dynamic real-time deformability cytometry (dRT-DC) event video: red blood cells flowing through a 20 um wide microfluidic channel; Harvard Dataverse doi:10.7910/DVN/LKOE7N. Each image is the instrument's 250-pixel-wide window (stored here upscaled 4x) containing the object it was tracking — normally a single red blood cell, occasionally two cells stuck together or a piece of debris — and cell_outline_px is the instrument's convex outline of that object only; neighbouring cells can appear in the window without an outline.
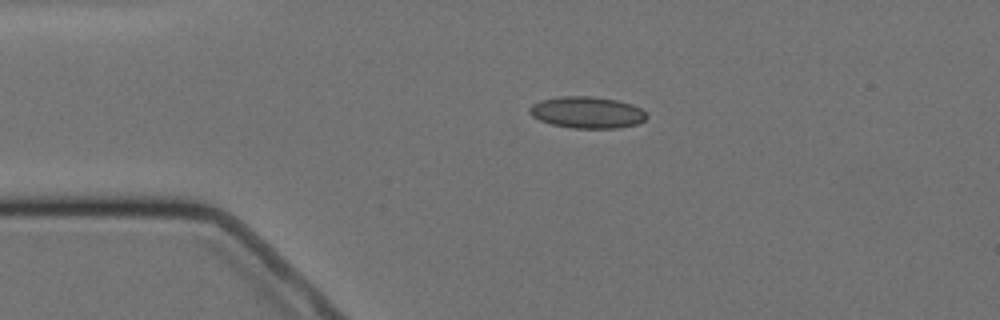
{"species": "Egyptian fruit bat (a non-hibernating species)", "species_latin": "Rousettus aegyptiacus", "temperature_condition": "cold", "stored_images_in_passage": 4, "camera_frame_rate_fps": 3000, "um_per_image_px": 0.085, "animal": {"sex": "female"}, "frame": {"image": 1, "passage_image": 3, "time_ms": 2.333, "image_size_px": [1000, 320], "cell_outline_px": [[648, 116], [644, 120], [636, 124], [620, 128], [572, 128], [552, 124], [540, 120], [532, 116], [528, 112], [528, 108], [532, 104], [540, 100], [560, 96], [592, 96], [616, 100], [632, 104], [640, 108]], "centroid_in_image_um": [49.88, 9.55], "position_along_channel_um": 35.1, "area_um2": 21.62}}